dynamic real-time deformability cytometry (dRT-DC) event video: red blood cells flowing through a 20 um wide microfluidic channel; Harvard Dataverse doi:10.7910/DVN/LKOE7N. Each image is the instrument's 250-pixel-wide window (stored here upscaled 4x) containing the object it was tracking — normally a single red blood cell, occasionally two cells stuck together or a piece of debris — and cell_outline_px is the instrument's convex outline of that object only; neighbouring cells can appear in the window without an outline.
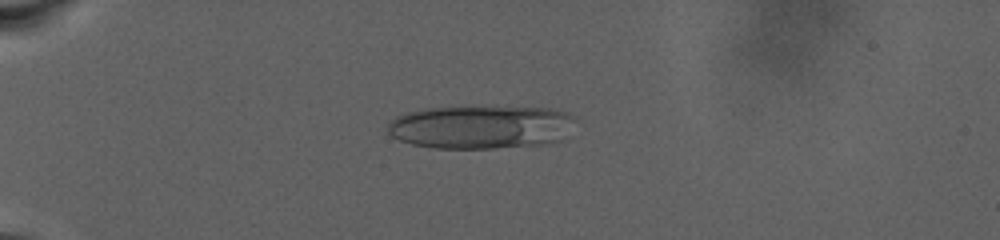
{"species": "human", "species_latin": "Homo sapiens", "temperature_condition": "warm", "stored_images_in_passage": 87, "camera_frame_rate_fps": 3000, "um_per_image_px": 0.085, "donor": {"sex": "male"}, "frame": {"image": 1, "passage_image": 25, "time_ms": 8.0, "image_size_px": [1000, 240], "cell_outline_px": [[576, 120], [564, 140], [544, 144], [496, 148], [436, 148], [412, 144], [400, 140], [392, 136], [388, 132], [388, 124], [396, 116], [408, 112], [424, 108], [472, 104], [496, 104], [556, 108], [568, 112]], "centroid_in_image_um": [40.96, 10.73], "position_along_channel_um": 44.0, "area_um2": 49.53}}
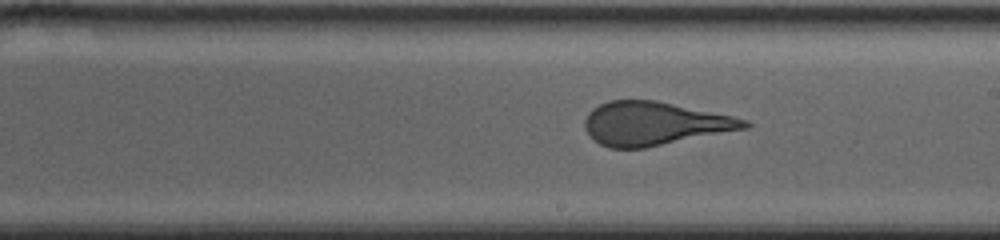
{"frame": {"image": 2, "passage_image": 54, "time_ms": 17.667, "image_size_px": [1000, 240], "cell_outline_px": [[752, 124], [748, 128], [644, 148], [608, 148], [592, 140], [584, 128], [584, 120], [588, 112], [592, 108], [608, 100], [656, 100], [732, 116], [748, 120]], "centroid_in_image_um": [55.58, 10.5], "position_along_channel_um": 233.4, "area_um2": 40.52}}
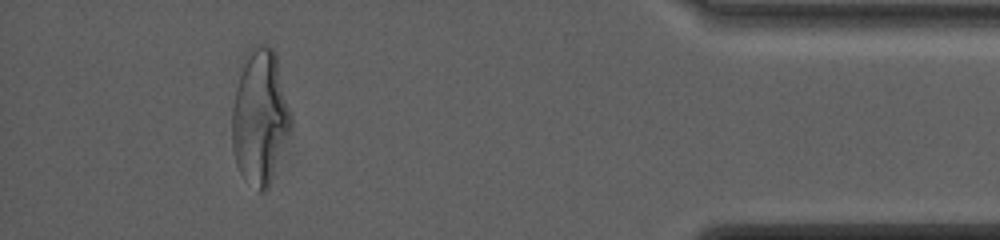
{"frame": {"image": 3, "passage_image": 81, "time_ms": 26.667, "image_size_px": [1000, 240], "cell_outline_px": [[292, 128], [268, 188], [264, 192], [260, 192], [244, 180], [236, 164], [232, 148], [232, 108], [236, 88], [244, 56], [248, 48], [252, 44], [268, 44], [272, 48], [276, 56], [292, 112]], "centroid_in_image_um": [22.1, 9.94], "position_along_channel_um": 413.1, "area_um2": 46.93}}